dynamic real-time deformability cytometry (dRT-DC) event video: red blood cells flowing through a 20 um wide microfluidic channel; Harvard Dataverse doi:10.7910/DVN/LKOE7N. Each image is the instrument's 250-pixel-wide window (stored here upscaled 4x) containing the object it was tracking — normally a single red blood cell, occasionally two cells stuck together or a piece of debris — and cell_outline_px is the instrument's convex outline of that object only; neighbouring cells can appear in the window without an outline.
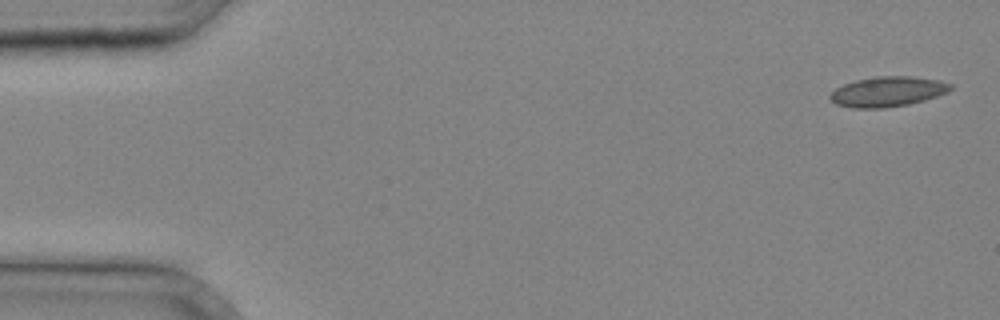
{"species": "common noctule bat (a hibernating species)", "species_latin": "Nyctalus noctula", "temperature_condition": "cold", "stored_images_in_passage": 34, "camera_frame_rate_fps": 3000, "um_per_image_px": 0.085, "animal": {"sex": "male", "body_mass_g": 20.4}, "frame": {"image": 1, "passage_image": 1, "time_ms": 0.0, "image_size_px": [1000, 320], "cell_outline_px": [[952, 88], [948, 92], [924, 100], [908, 104], [884, 108], [852, 108], [836, 104], [828, 96], [836, 88], [844, 84], [856, 80], [876, 76], [912, 76], [936, 80], [952, 84]], "centroid_in_image_um": [75.44, 7.79], "position_along_channel_um": 9.6, "area_um2": 20.98}}
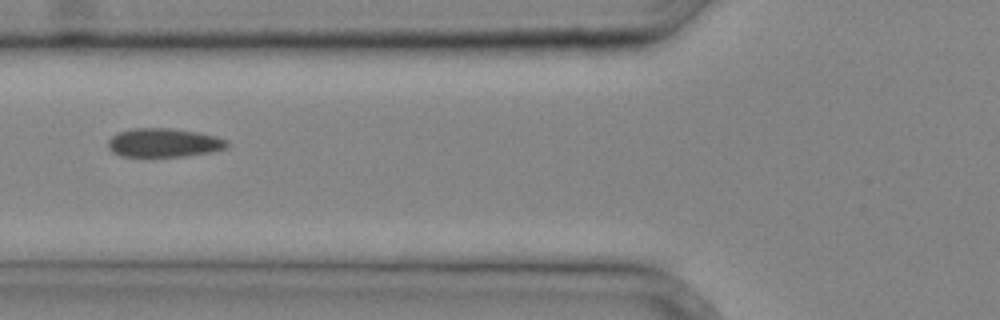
{"frame": {"image": 2, "passage_image": 14, "time_ms": 4.333, "image_size_px": [1000, 320], "cell_outline_px": [[228, 144], [224, 148], [212, 152], [184, 156], [152, 160], [148, 160], [120, 156], [112, 152], [108, 148], [108, 140], [112, 136], [120, 132], [132, 128], [168, 128], [196, 132], [216, 136], [228, 140]], "centroid_in_image_um": [13.86, 12.19], "position_along_channel_um": 111.9, "area_um2": 20.81}}
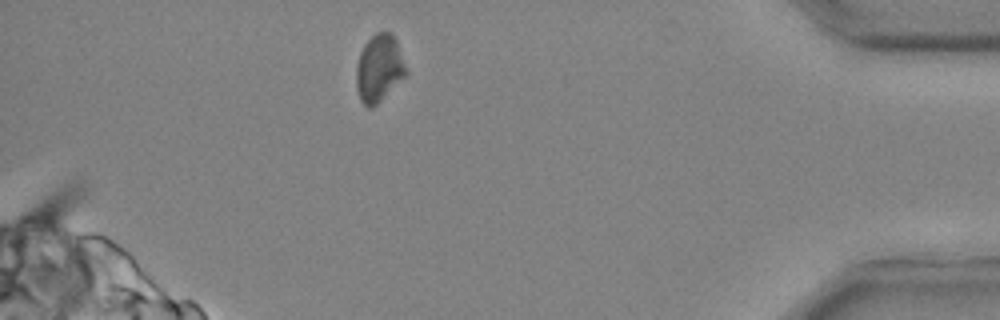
{"frame": {"image": 3, "passage_image": 33, "time_ms": 10.667, "image_size_px": [1000, 320], "cell_outline_px": [[408, 72], [372, 108], [368, 108], [360, 100], [356, 88], [356, 68], [360, 52], [364, 44], [376, 32], [392, 32], [396, 40]], "centroid_in_image_um": [32.2, 5.79], "position_along_channel_um": 403.0, "area_um2": 19.25}}